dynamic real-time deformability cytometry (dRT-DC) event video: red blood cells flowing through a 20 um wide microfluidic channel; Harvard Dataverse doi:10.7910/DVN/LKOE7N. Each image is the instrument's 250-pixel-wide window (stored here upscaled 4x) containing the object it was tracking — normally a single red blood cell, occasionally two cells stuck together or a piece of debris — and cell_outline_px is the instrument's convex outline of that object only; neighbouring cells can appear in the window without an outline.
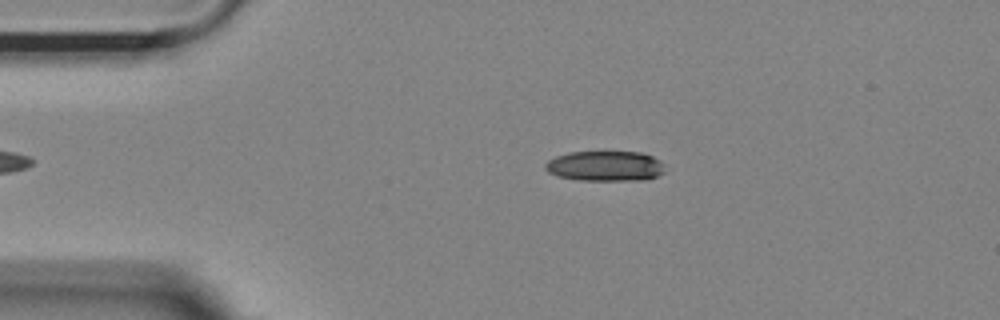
{"species": "Egyptian fruit bat (a non-hibernating species)", "species_latin": "Rousettus aegyptiacus", "temperature_condition": "room temperature", "stored_images_in_passage": 41, "camera_frame_rate_fps": 3000, "um_per_image_px": 0.085, "animal": {"sex": "female"}, "frame": {"image": 1, "passage_image": 4, "time_ms": 1.0, "image_size_px": [1000, 320], "cell_outline_px": [[664, 172], [656, 176], [644, 180], [580, 180], [556, 176], [548, 172], [544, 168], [544, 164], [548, 160], [556, 156], [568, 152], [604, 148], [640, 152], [652, 156], [660, 160], [664, 164]], "centroid_in_image_um": [51.42, 14.05], "position_along_channel_um": 33.6, "area_um2": 22.2}}
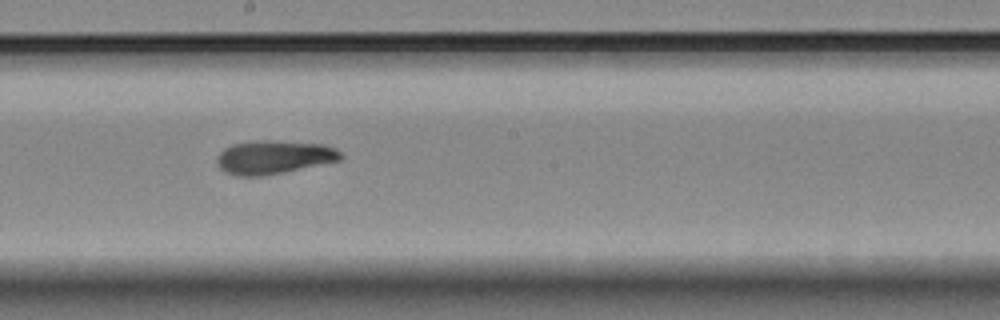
{"frame": {"image": 2, "passage_image": 23, "time_ms": 7.333, "image_size_px": [1000, 320], "cell_outline_px": [[344, 156], [340, 160], [284, 172], [264, 176], [236, 176], [224, 172], [216, 164], [216, 156], [224, 148], [232, 144], [264, 140], [272, 140], [324, 144], [336, 148]], "centroid_in_image_um": [23.25, 13.36], "position_along_channel_um": 225.0, "area_um2": 24.33}}
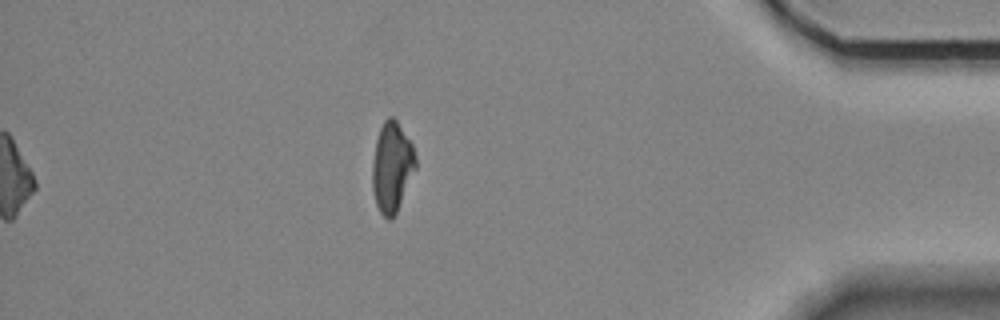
{"frame": {"image": 3, "passage_image": 41, "time_ms": 13.333, "image_size_px": [1000, 320], "cell_outline_px": [[416, 168], [396, 212], [392, 220], [388, 220], [380, 212], [376, 204], [372, 188], [372, 164], [376, 140], [380, 128], [384, 120], [388, 116], [392, 116], [396, 120], [412, 144], [416, 156]], "centroid_in_image_um": [33.3, 14.2], "position_along_channel_um": 401.9, "area_um2": 22.6}, "authors_computed_cell_mechanics": {"area_um2": 23.4668, "velocity_mm_per_s": 3.6312, "shape_relaxation_time_tau1_ms": 5.7381, "shape_relaxation_time_tau2_ms": 2.9425, "deformation_change_tau1": 0.1676, "deformation_change_tau2": 0.1022}}